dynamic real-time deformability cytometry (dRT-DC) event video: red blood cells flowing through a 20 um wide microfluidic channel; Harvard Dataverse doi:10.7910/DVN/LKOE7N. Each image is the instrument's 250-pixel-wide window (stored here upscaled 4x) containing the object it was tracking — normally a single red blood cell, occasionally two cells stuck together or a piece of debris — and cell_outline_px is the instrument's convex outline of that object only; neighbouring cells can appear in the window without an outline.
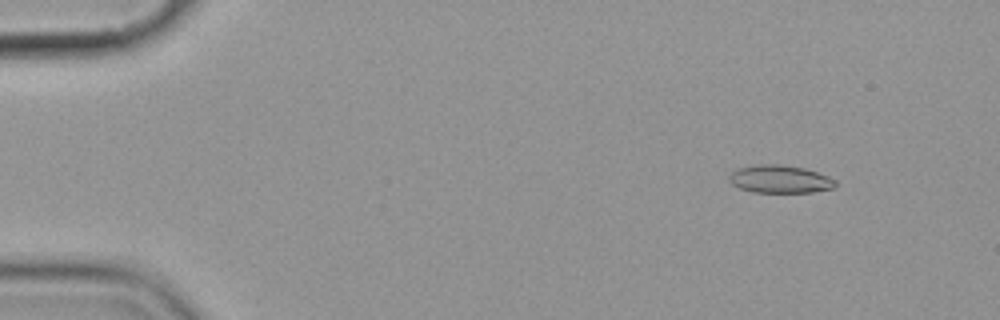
{"species": "common noctule bat (a hibernating species)", "species_latin": "Nyctalus noctula", "temperature_condition": "cold", "stored_images_in_passage": 5, "camera_frame_rate_fps": 3000, "um_per_image_px": 0.085, "animal": {"sex": "female", "body_mass_g": 19.9}, "frame": {"image": 1, "passage_image": 2, "time_ms": 1.0, "image_size_px": [1000, 320], "cell_outline_px": [[836, 184], [832, 188], [812, 192], [752, 192], [740, 188], [732, 184], [728, 180], [728, 176], [732, 172], [740, 168], [756, 164], [780, 164], [804, 168], [828, 176], [836, 180]], "centroid_in_image_um": [66.27, 15.22], "position_along_channel_um": 18.7, "area_um2": 17.17}}
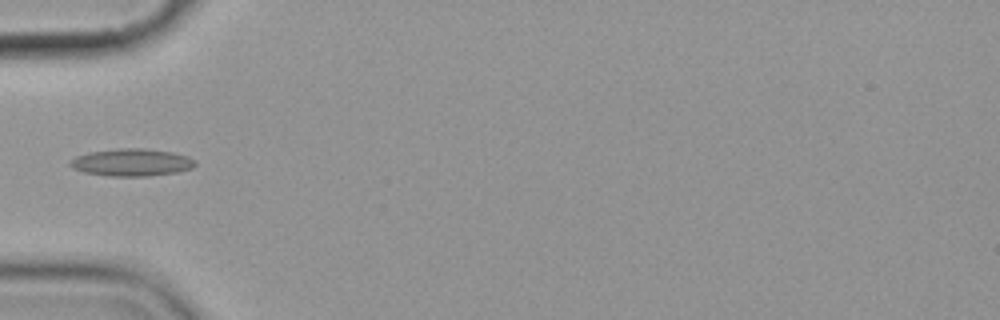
{"frame": {"image": 2, "passage_image": 5, "time_ms": 5.333, "image_size_px": [1000, 320], "cell_outline_px": [[196, 164], [192, 168], [176, 172], [148, 176], [108, 176], [84, 172], [72, 168], [68, 164], [76, 156], [88, 152], [116, 148], [144, 148], [172, 152], [188, 156], [196, 160]], "centroid_in_image_um": [11.19, 13.8], "position_along_channel_um": 73.8, "area_um2": 20.06}}